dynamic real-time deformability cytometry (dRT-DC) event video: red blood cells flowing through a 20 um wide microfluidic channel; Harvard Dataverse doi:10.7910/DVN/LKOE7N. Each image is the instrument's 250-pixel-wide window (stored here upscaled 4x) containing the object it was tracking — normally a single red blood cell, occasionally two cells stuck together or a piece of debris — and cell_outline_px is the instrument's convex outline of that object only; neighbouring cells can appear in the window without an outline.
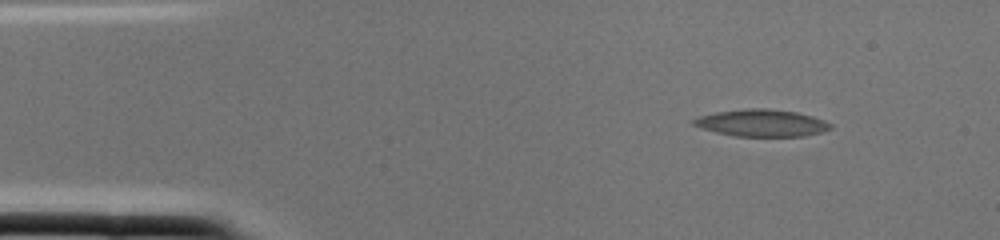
{"species": "common noctule bat (a hibernating species)", "species_latin": "Nyctalus noctula", "temperature_condition": "cold", "stored_images_in_passage": 1, "camera_frame_rate_fps": 3000, "um_per_image_px": 0.085, "animal": {"sex": "female", "body_mass_g": 22.0, "forearm_length_mm": 56.7}, "frame": {"image": 1, "passage_image": 1, "time_ms": 0.0, "image_size_px": [1000, 240], "cell_outline_px": [[832, 128], [820, 132], [804, 136], [732, 136], [716, 132], [692, 124], [692, 120], [696, 116], [716, 112], [744, 108], [768, 108], [796, 112], [812, 116], [824, 120], [832, 124]], "centroid_in_image_um": [64.73, 10.44], "position_along_channel_um": 20.3, "area_um2": 21.62}}